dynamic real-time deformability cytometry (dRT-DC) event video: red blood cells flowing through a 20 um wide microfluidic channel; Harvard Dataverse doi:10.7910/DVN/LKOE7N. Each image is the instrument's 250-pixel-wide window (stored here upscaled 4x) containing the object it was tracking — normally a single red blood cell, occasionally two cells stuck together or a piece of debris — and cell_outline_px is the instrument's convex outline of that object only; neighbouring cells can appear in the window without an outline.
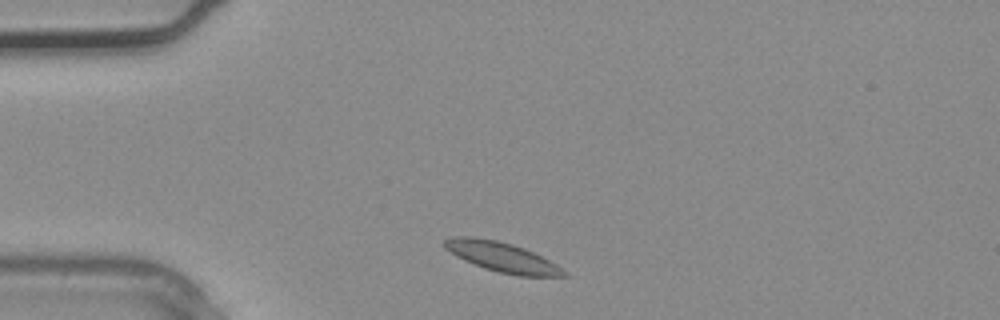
{"species": "common noctule bat (a hibernating species)", "species_latin": "Nyctalus noctula", "temperature_condition": "warm", "stored_images_in_passage": 2, "camera_frame_rate_fps": 3000, "um_per_image_px": 0.085, "animal": {"sex": "male", "body_mass_g": 20.4}, "frame": {"image": 1, "passage_image": 1, "time_ms": 0.0, "image_size_px": [1000, 320], "cell_outline_px": [[568, 276], [520, 276], [500, 272], [484, 268], [464, 260], [456, 256], [444, 248], [444, 240], [456, 236], [472, 236], [496, 240], [512, 244], [524, 248], [556, 264]], "centroid_in_image_um": [42.62, 21.83], "position_along_channel_um": 42.4, "area_um2": 20.35}}
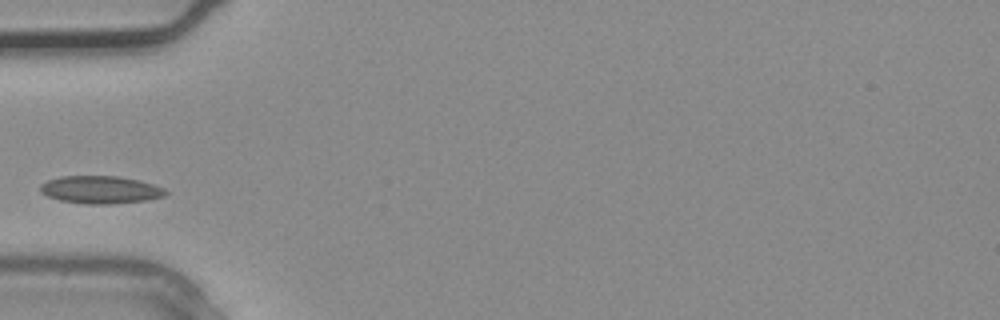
{"frame": {"image": 2, "passage_image": 2, "time_ms": 0.333, "image_size_px": [1000, 320], "cell_outline_px": [[168, 192], [164, 196], [148, 200], [112, 204], [88, 204], [60, 200], [48, 196], [40, 192], [40, 184], [48, 180], [60, 176], [120, 176], [140, 180], [164, 188]], "centroid_in_image_um": [8.55, 16.12], "position_along_channel_um": 76.4, "area_um2": 20.29}}